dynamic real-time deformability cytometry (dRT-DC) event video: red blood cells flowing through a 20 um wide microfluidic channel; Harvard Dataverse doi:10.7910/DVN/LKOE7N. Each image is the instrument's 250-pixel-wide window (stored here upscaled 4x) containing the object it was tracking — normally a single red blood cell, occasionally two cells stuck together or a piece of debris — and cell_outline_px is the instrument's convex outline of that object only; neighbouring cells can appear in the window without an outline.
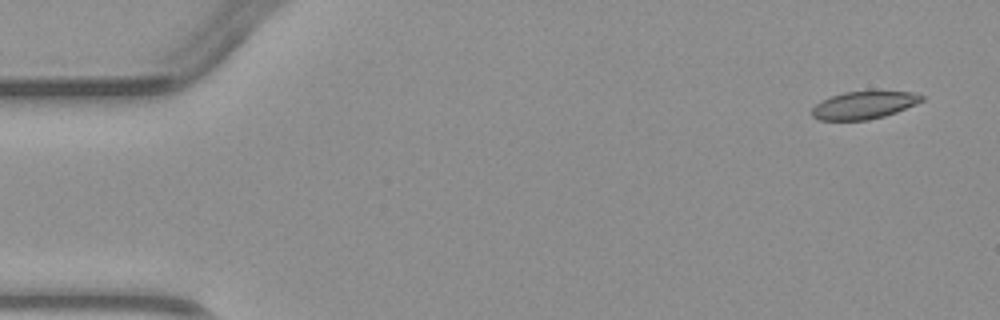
{"species": "common noctule bat (a hibernating species)", "species_latin": "Nyctalus noctula", "temperature_condition": "warm", "stored_images_in_passage": 4, "camera_frame_rate_fps": 3000, "um_per_image_px": 0.085, "animal": {"sex": "male", "body_mass_g": 23.1, "forearm_length_mm": 52.7}, "frame": {"image": 1, "passage_image": 1, "time_ms": 0.0, "image_size_px": [1000, 320], "cell_outline_px": [[924, 100], [916, 104], [896, 112], [884, 116], [868, 120], [820, 120], [812, 116], [812, 108], [816, 104], [832, 96], [844, 92], [912, 92], [924, 96]], "centroid_in_image_um": [73.44, 8.95], "position_along_channel_um": 11.6, "area_um2": 17.34}}